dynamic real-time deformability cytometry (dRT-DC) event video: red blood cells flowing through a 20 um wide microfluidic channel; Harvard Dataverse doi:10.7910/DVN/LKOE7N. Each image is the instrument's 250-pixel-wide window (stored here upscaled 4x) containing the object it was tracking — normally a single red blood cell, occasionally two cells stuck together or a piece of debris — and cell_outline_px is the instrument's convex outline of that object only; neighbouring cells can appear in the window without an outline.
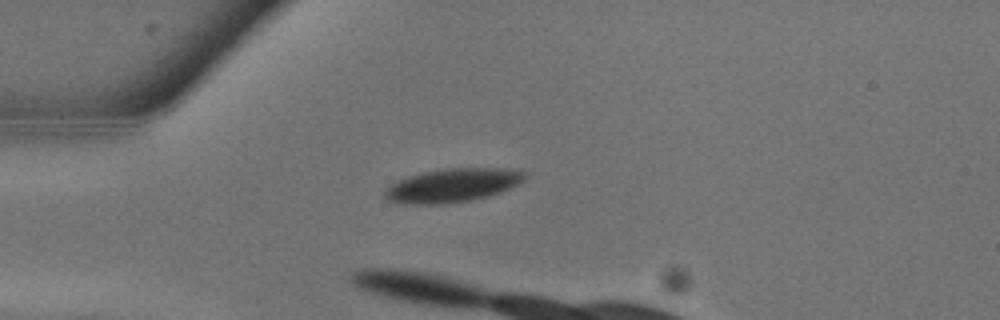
{"species": "common noctule bat (a hibernating species)", "species_latin": "Nyctalus noctula", "temperature_condition": "warm", "stored_images_in_passage": 4, "camera_frame_rate_fps": 3000, "um_per_image_px": 0.085, "animal": {"sex": "male", "body_mass_g": 13.3}, "frame": {"image": 1, "passage_image": 1, "time_ms": 0.0, "image_size_px": [1000, 320], "cell_outline_px": [[528, 176], [520, 184], [500, 192], [488, 196], [472, 200], [436, 204], [404, 204], [388, 200], [384, 196], [384, 192], [392, 184], [408, 176], [424, 172], [448, 168], [520, 168], [528, 172]], "centroid_in_image_um": [38.57, 15.74], "position_along_channel_um": 46.4, "area_um2": 27.57}}